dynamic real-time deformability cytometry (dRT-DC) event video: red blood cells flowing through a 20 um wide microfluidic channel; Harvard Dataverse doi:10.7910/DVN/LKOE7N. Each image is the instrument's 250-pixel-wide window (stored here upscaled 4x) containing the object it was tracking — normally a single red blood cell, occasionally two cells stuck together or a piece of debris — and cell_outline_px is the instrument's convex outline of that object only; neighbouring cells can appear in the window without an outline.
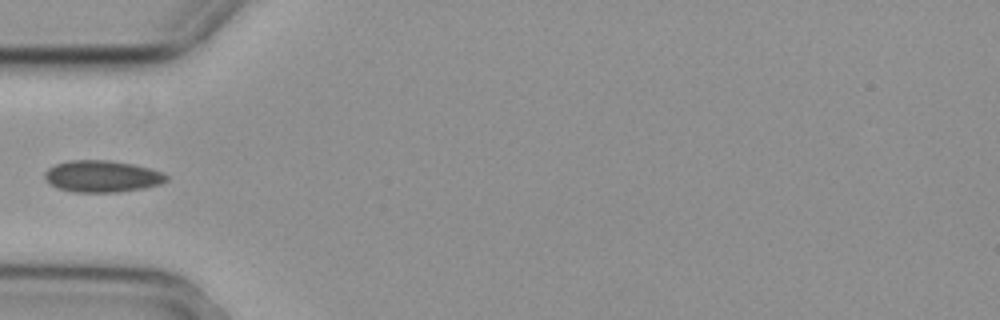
{"species": "common noctule bat (a hibernating species)", "species_latin": "Nyctalus noctula", "temperature_condition": "cold", "stored_images_in_passage": 5, "camera_frame_rate_fps": 3000, "um_per_image_px": 0.085, "animal": {"sex": "female", "body_mass_g": 29.2, "forearm_length_mm": 56.3}, "frame": {"image": 1, "passage_image": 5, "time_ms": 1.333, "image_size_px": [1000, 320], "cell_outline_px": [[168, 180], [160, 184], [144, 188], [116, 192], [72, 192], [56, 188], [44, 176], [44, 172], [48, 168], [56, 164], [72, 160], [108, 160], [132, 164], [148, 168], [160, 172], [168, 176]], "centroid_in_image_um": [8.66, 14.99], "position_along_channel_um": 76.3, "area_um2": 22.31}}